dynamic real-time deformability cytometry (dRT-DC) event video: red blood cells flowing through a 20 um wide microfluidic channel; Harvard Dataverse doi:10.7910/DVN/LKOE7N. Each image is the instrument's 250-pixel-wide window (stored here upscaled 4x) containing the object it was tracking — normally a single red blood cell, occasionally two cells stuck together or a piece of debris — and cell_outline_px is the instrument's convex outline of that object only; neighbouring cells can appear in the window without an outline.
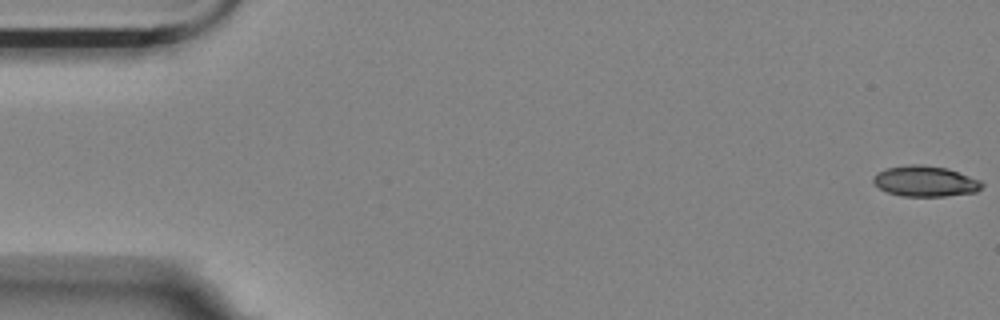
{"species": "Egyptian fruit bat (a non-hibernating species)", "species_latin": "Rousettus aegyptiacus", "temperature_condition": "room temperature", "stored_images_in_passage": 54, "camera_frame_rate_fps": 3000, "um_per_image_px": 0.085, "animal": {"sex": "female"}, "frame": {"image": 1, "passage_image": 1, "time_ms": 0.0, "image_size_px": [1000, 320], "cell_outline_px": [[984, 184], [976, 192], [944, 196], [900, 196], [888, 192], [880, 188], [872, 180], [872, 176], [876, 172], [884, 168], [908, 164], [920, 164], [948, 168], [980, 180]], "centroid_in_image_um": [78.61, 15.39], "position_along_channel_um": 6.4, "area_um2": 19.54}}
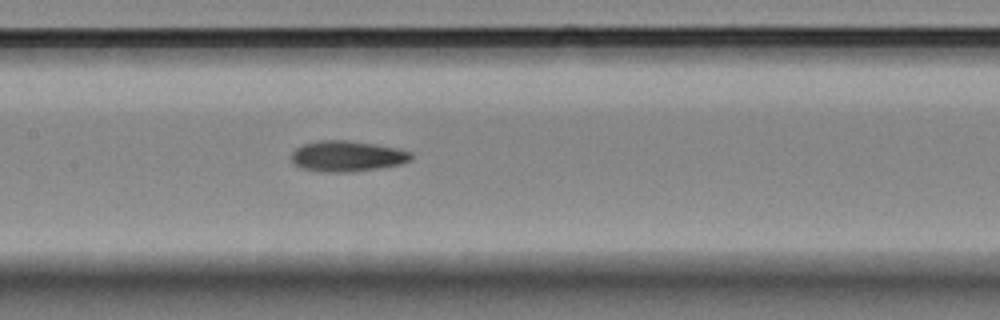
{"frame": {"image": 2, "passage_image": 27, "time_ms": 8.667, "image_size_px": [1000, 320], "cell_outline_px": [[412, 160], [400, 164], [376, 168], [348, 172], [324, 172], [300, 168], [292, 160], [292, 152], [296, 148], [304, 144], [320, 140], [348, 140], [376, 144], [396, 148], [412, 152]], "centroid_in_image_um": [29.51, 13.27], "position_along_channel_um": 177.9, "area_um2": 21.33}}
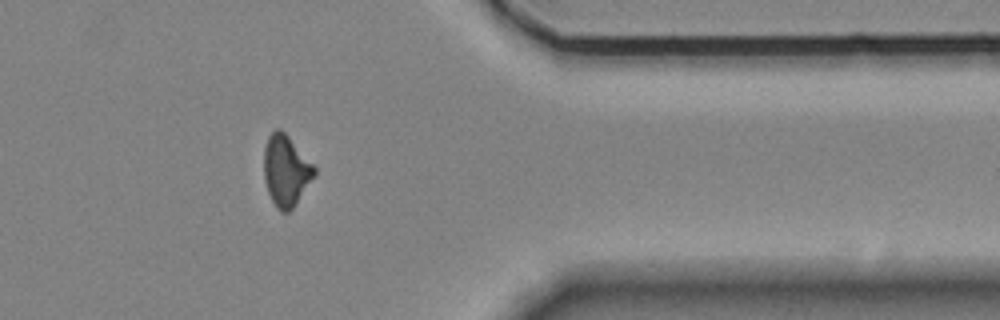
{"frame": {"image": 3, "passage_image": 46, "time_ms": 15.0, "image_size_px": [1000, 320], "cell_outline_px": [[316, 176], [292, 208], [288, 212], [280, 212], [276, 208], [268, 192], [264, 180], [264, 148], [268, 136], [276, 128], [280, 128], [288, 136], [316, 168]], "centroid_in_image_um": [24.3, 14.51], "position_along_channel_um": 387.1, "area_um2": 20.81}, "authors_computed_cell_mechanics": {"area_um2": 20.5479, "velocity_mm_per_s": 3.5636, "shape_relaxation_time_tau1_ms": null, "shape_relaxation_time_tau2_ms": 4.448, "deformation_change_tau1": null, "deformation_change_tau2": 0.1098}}